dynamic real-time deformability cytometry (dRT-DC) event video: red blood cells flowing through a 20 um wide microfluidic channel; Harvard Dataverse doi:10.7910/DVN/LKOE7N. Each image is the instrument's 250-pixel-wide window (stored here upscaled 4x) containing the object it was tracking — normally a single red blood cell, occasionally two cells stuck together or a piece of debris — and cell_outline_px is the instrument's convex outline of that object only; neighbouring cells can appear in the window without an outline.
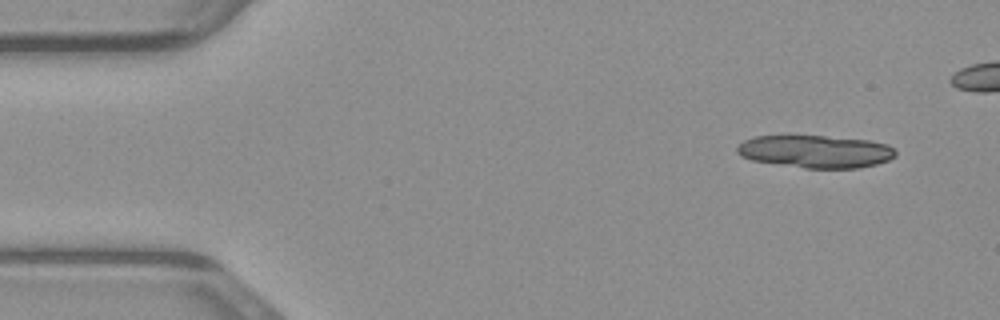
{"species": "common noctule bat (a hibernating species)", "species_latin": "Nyctalus noctula", "temperature_condition": "warm", "stored_images_in_passage": 15, "camera_frame_rate_fps": 3000, "um_per_image_px": 0.085, "animal": {"sex": "male", "body_mass_g": 23.1, "forearm_length_mm": 52.7}, "frame": {"image": 1, "passage_image": 1, "time_ms": 0.0, "image_size_px": [1000, 320], "cell_outline_px": [[896, 156], [888, 160], [876, 164], [856, 168], [804, 168], [752, 160], [740, 156], [736, 152], [736, 148], [744, 140], [756, 136], [784, 132], [788, 132], [868, 140], [888, 144], [896, 148]], "centroid_in_image_um": [69.27, 12.82], "position_along_channel_um": 15.7, "area_um2": 31.27}}